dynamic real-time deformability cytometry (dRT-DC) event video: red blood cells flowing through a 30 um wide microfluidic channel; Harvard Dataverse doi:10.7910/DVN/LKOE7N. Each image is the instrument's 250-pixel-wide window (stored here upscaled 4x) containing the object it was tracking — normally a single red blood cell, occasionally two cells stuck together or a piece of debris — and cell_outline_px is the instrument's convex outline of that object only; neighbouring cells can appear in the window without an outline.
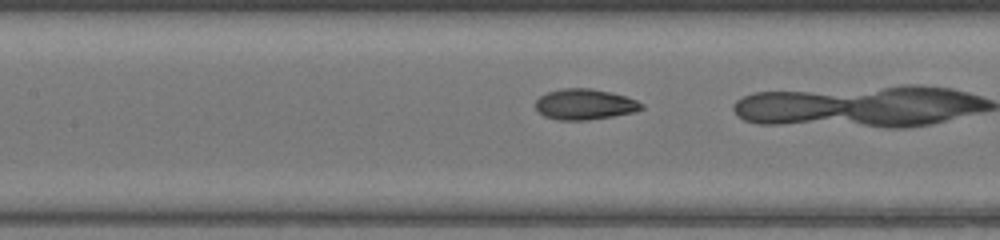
{"species": "common noctule bat (a hibernating species)", "species_latin": "Nyctalus noctula", "temperature_condition": "warm", "stored_images_in_passage": 41, "camera_frame_rate_fps": 3000, "um_per_image_px": 0.085, "animal": {"sex": "female", "body_mass_g": 17.0, "forearm_length_mm": 48.0}, "frame": {"image": 1, "passage_image": 24, "time_ms": 7.667, "image_size_px": [1000, 240], "cell_outline_px": [[644, 108], [636, 112], [588, 120], [556, 120], [544, 116], [536, 108], [536, 100], [540, 96], [548, 92], [560, 88], [592, 88], [612, 92], [636, 100], [644, 104]], "centroid_in_image_um": [49.72, 8.86], "position_along_channel_um": 157.7, "area_um2": 19.07}}
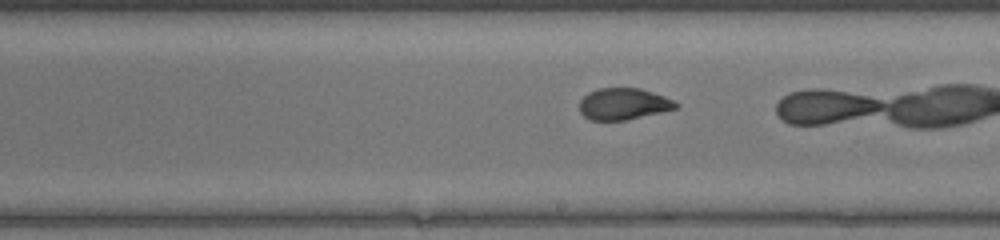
{"frame": {"image": 2, "passage_image": 30, "time_ms": 9.667, "image_size_px": [1000, 240], "cell_outline_px": [[680, 104], [676, 108], [660, 112], [624, 120], [592, 120], [584, 116], [580, 112], [580, 100], [588, 92], [600, 88], [640, 88], [664, 96]], "centroid_in_image_um": [52.97, 8.82], "position_along_channel_um": 236.0, "area_um2": 17.51}}